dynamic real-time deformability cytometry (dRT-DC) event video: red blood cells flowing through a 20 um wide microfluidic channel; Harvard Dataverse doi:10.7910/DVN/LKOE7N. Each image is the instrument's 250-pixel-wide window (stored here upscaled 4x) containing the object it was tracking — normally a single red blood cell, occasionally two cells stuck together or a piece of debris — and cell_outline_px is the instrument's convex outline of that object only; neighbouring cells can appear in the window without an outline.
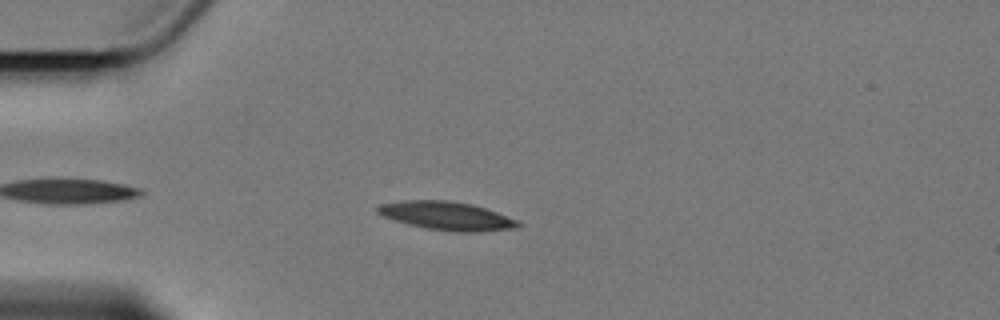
{"species": "Egyptian fruit bat (a non-hibernating species)", "species_latin": "Rousettus aegyptiacus", "temperature_condition": "cold", "stored_images_in_passage": 6, "camera_frame_rate_fps": 3000, "um_per_image_px": 0.085, "animal": {"sex": "female"}, "frame": {"image": 1, "passage_image": 3, "time_ms": 3.333, "image_size_px": [1000, 320], "cell_outline_px": [[524, 224], [520, 228], [480, 232], [452, 232], [424, 228], [408, 224], [384, 216], [376, 212], [376, 208], [380, 204], [404, 200], [448, 200], [472, 204], [520, 220]], "centroid_in_image_um": [38.05, 18.36], "position_along_channel_um": 47.0, "area_um2": 23.58}}
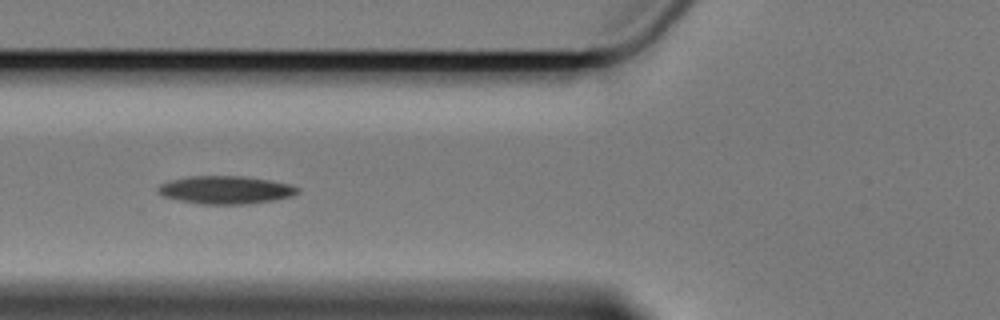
{"frame": {"image": 2, "passage_image": 5, "time_ms": 5.667, "image_size_px": [1000, 320], "cell_outline_px": [[300, 192], [292, 196], [276, 200], [248, 204], [200, 204], [180, 200], [164, 196], [156, 192], [156, 188], [160, 184], [168, 180], [188, 176], [240, 176], [268, 180], [288, 184], [300, 188]], "centroid_in_image_um": [19.16, 16.14], "position_along_channel_um": 106.6, "area_um2": 22.83}}
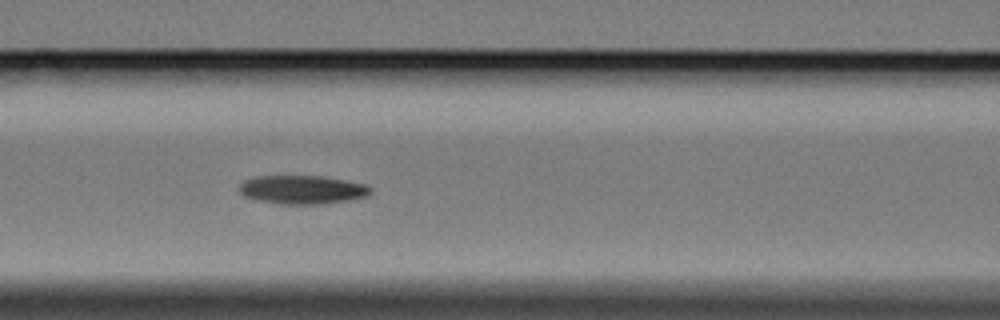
{"frame": {"image": 3, "passage_image": 6, "time_ms": 6.667, "image_size_px": [1000, 320], "cell_outline_px": [[372, 192], [368, 196], [348, 200], [320, 204], [280, 204], [256, 200], [244, 196], [240, 192], [240, 184], [244, 180], [256, 176], [324, 176], [368, 184], [372, 188]], "centroid_in_image_um": [25.73, 16.12], "position_along_channel_um": 140.9, "area_um2": 22.08}}